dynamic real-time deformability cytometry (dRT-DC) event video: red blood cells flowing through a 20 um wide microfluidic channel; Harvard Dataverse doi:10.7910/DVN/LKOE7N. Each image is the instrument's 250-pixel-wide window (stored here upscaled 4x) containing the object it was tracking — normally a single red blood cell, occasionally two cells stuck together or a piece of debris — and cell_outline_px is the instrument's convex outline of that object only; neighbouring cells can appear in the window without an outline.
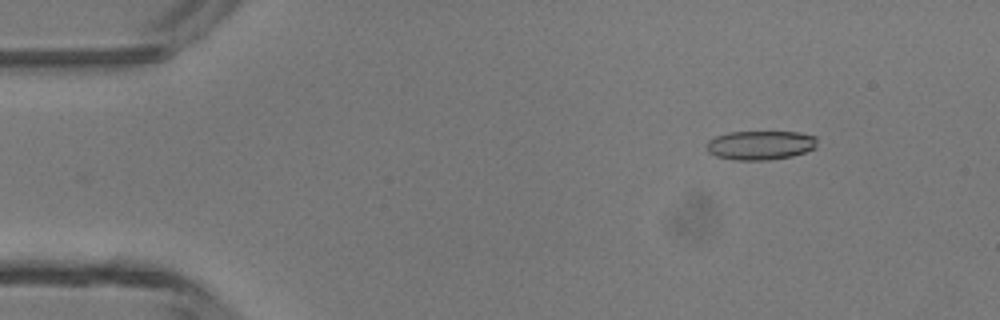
{"species": "common noctule bat (a hibernating species)", "species_latin": "Nyctalus noctula", "temperature_condition": "room temperature", "stored_images_in_passage": 42, "camera_frame_rate_fps": 3000, "um_per_image_px": 0.085, "animal": {"sex": "male", "body_mass_g": 13.3}, "frame": {"image": 1, "passage_image": 6, "time_ms": 1.667, "image_size_px": [1000, 320], "cell_outline_px": [[816, 148], [792, 156], [768, 160], [736, 160], [716, 156], [708, 152], [704, 144], [708, 140], [716, 136], [728, 132], [800, 132], [816, 136]], "centroid_in_image_um": [64.61, 12.34], "position_along_channel_um": 20.4, "area_um2": 18.9}}
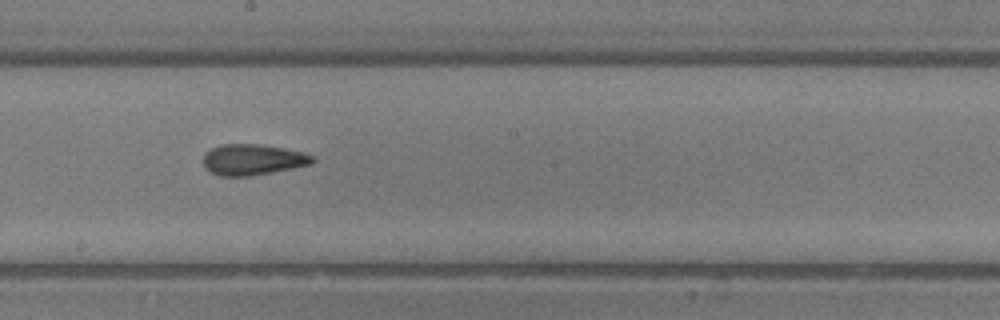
{"frame": {"image": 2, "passage_image": 26, "time_ms": 8.333, "image_size_px": [1000, 320], "cell_outline_px": [[316, 160], [312, 164], [272, 172], [248, 176], [220, 176], [208, 172], [204, 168], [204, 152], [220, 144], [256, 144], [304, 152], [316, 156]], "centroid_in_image_um": [21.47, 13.57], "position_along_channel_um": 226.7, "area_um2": 19.77}}
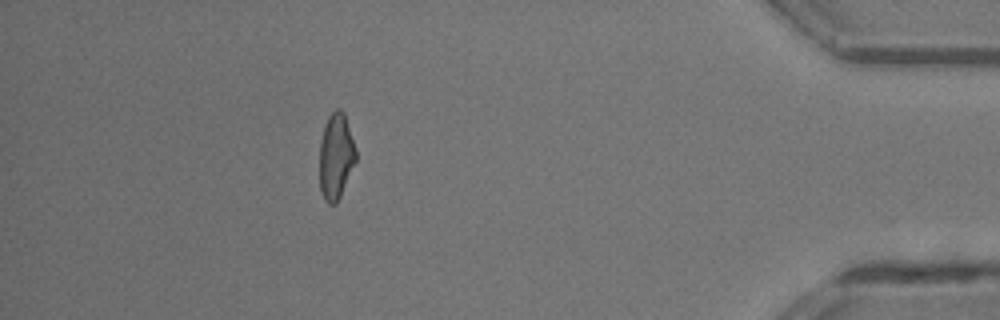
{"frame": {"image": 3, "passage_image": 42, "time_ms": 13.667, "image_size_px": [1000, 320], "cell_outline_px": [[356, 160], [340, 196], [336, 204], [328, 204], [324, 200], [320, 188], [320, 140], [328, 116], [336, 108], [340, 108], [344, 112], [356, 148]], "centroid_in_image_um": [28.55, 13.27], "position_along_channel_um": 406.6, "area_um2": 18.15}, "authors_computed_cell_mechanics": {"area_um2": 19.1896, "velocity_mm_per_s": 4.402, "shape_relaxation_time_tau1_ms": null, "shape_relaxation_time_tau2_ms": 2.8359, "deformation_change_tau1": null, "deformation_change_tau2": 0.1245}}